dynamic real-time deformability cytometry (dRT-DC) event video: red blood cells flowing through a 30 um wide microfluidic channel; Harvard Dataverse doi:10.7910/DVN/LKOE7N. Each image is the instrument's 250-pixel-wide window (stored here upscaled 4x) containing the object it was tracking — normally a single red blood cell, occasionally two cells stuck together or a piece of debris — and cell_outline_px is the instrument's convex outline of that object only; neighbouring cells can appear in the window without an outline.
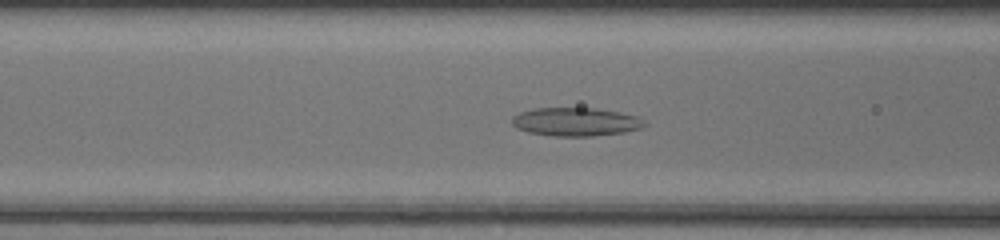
{"species": "common noctule bat (a hibernating species)", "species_latin": "Nyctalus noctula", "temperature_condition": "room temperature", "stored_images_in_passage": 49, "camera_frame_rate_fps": 3000, "um_per_image_px": 0.085, "animal": {"sex": "female", "body_mass_g": 20.0, "forearm_length_mm": 54.0}, "frame": {"image": 1, "passage_image": 20, "time_ms": 6.333, "image_size_px": [1000, 240], "cell_outline_px": [[648, 124], [640, 128], [624, 132], [592, 136], [552, 136], [528, 132], [516, 128], [512, 124], [512, 116], [520, 112], [532, 108], [596, 108], [620, 112], [640, 116]], "centroid_in_image_um": [48.95, 10.35], "position_along_channel_um": 117.7, "area_um2": 22.2}}
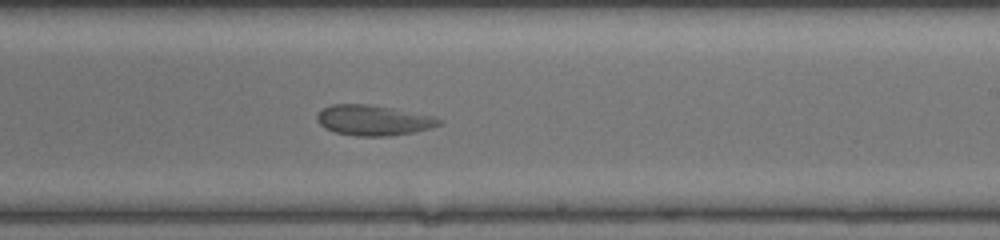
{"frame": {"image": 2, "passage_image": 30, "time_ms": 9.667, "image_size_px": [1000, 240], "cell_outline_px": [[444, 120], [440, 124], [432, 128], [412, 132], [388, 136], [356, 136], [336, 132], [324, 128], [316, 120], [316, 116], [324, 108], [332, 104], [368, 104], [392, 108], [436, 116]], "centroid_in_image_um": [31.77, 10.22], "position_along_channel_um": 257.2, "area_um2": 21.62}}
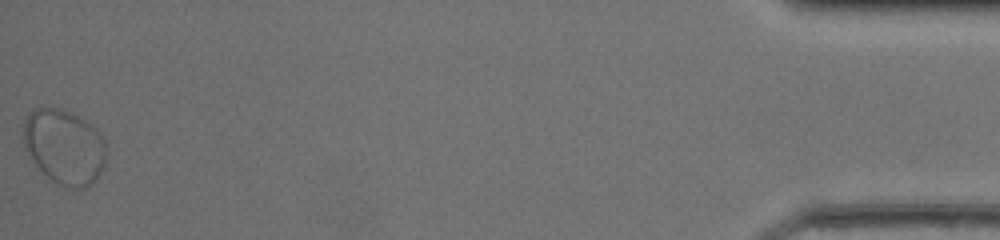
{"frame": {"image": 3, "passage_image": 49, "time_ms": 16.0, "image_size_px": [1000, 240], "cell_outline_px": [[108, 152], [104, 168], [92, 184], [84, 188], [68, 188], [52, 180], [36, 164], [28, 152], [24, 144], [24, 120], [32, 108], [60, 108], [84, 120], [104, 140]], "centroid_in_image_um": [5.49, 12.49], "position_along_channel_um": 429.7, "area_um2": 35.72}}